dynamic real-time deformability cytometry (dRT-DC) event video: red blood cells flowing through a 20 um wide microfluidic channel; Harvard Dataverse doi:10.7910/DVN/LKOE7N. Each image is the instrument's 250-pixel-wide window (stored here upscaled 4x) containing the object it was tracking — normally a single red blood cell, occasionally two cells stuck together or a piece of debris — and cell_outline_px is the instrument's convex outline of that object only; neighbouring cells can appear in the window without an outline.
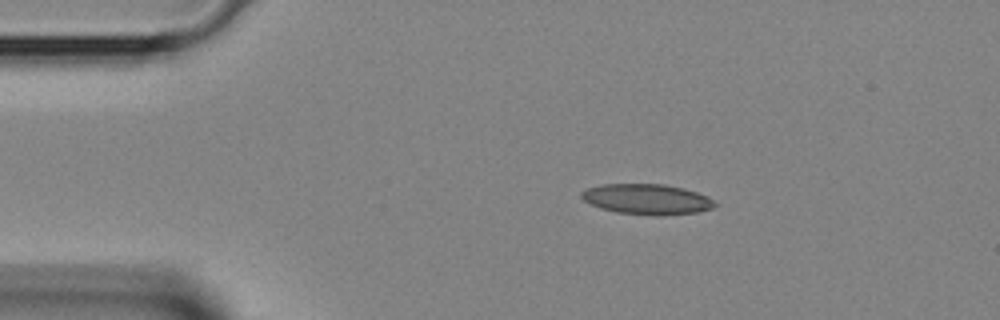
{"species": "Egyptian fruit bat (a non-hibernating species)", "species_latin": "Rousettus aegyptiacus", "temperature_condition": "room temperature", "stored_images_in_passage": 4, "camera_frame_rate_fps": 3000, "um_per_image_px": 0.085, "animal": {"sex": "female"}, "frame": {"image": 1, "passage_image": 4, "time_ms": 1.0, "image_size_px": [1000, 320], "cell_outline_px": [[720, 204], [712, 208], [696, 212], [660, 216], [652, 216], [616, 212], [600, 208], [584, 200], [580, 196], [580, 192], [588, 188], [604, 184], [664, 184], [684, 188], [708, 196]], "centroid_in_image_um": [55.02, 16.94], "position_along_channel_um": 30.0, "area_um2": 23.81}}